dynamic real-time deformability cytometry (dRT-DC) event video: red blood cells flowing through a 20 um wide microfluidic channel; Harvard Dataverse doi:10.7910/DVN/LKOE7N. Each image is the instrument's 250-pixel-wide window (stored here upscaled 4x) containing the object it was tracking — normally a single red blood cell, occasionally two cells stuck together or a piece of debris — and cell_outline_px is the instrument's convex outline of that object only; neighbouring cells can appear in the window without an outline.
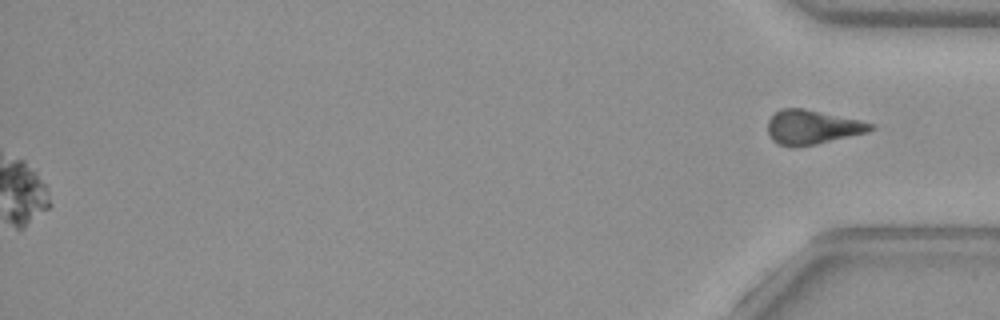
{"species": "common noctule bat (a hibernating species)", "species_latin": "Nyctalus noctula", "temperature_condition": "warm", "stored_images_in_passage": 45, "segment_of_instrument_passage": [2, 2], "camera_frame_rate_fps": 3000, "um_per_image_px": 0.085, "animal": {"sex": "female", "body_mass_g": 29.2, "forearm_length_mm": 56.3}, "frame": {"image": 1, "passage_image": 45, "time_ms": 14.667, "image_size_px": [1000, 320], "cell_outline_px": [[876, 128], [868, 132], [816, 144], [796, 148], [788, 148], [776, 144], [768, 136], [768, 120], [780, 108], [800, 108], [860, 120], [872, 124]], "centroid_in_image_um": [68.99, 10.84], "position_along_channel_um": 366.2, "area_um2": 20.63}}